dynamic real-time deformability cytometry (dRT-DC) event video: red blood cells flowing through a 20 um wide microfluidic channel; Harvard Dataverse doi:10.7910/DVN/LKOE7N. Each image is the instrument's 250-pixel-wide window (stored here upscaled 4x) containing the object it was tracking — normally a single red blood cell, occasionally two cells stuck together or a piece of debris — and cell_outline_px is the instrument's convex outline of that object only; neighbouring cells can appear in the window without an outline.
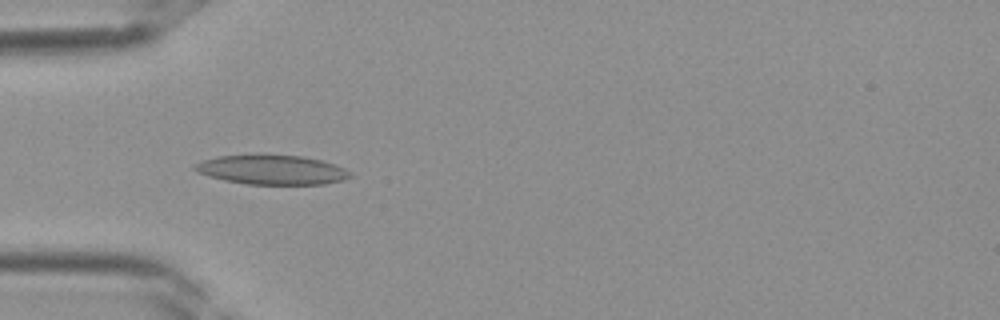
{"species": "Egyptian fruit bat (a non-hibernating species)", "species_latin": "Rousettus aegyptiacus", "temperature_condition": "room temperature", "stored_images_in_passage": 28, "camera_frame_rate_fps": 3000, "um_per_image_px": 0.085, "frame": {"image": 1, "passage_image": 2, "time_ms": 0.333, "image_size_px": [1000, 320], "cell_outline_px": [[352, 176], [344, 180], [324, 184], [248, 184], [224, 180], [208, 176], [196, 172], [192, 168], [196, 164], [204, 160], [220, 156], [304, 156], [320, 160], [344, 168], [352, 172]], "centroid_in_image_um": [23.14, 14.45], "position_along_channel_um": 61.9, "area_um2": 26.13}}
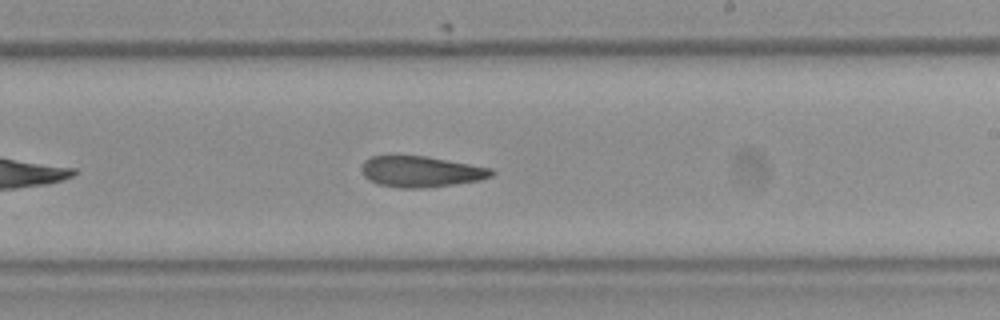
{"frame": {"image": 2, "passage_image": 13, "time_ms": 4.0, "image_size_px": [1000, 320], "cell_outline_px": [[496, 172], [492, 176], [480, 180], [452, 184], [420, 188], [400, 188], [376, 184], [368, 180], [360, 172], [360, 168], [364, 160], [372, 156], [428, 156], [492, 168]], "centroid_in_image_um": [35.75, 14.58], "position_along_channel_um": 253.2, "area_um2": 23.58}}
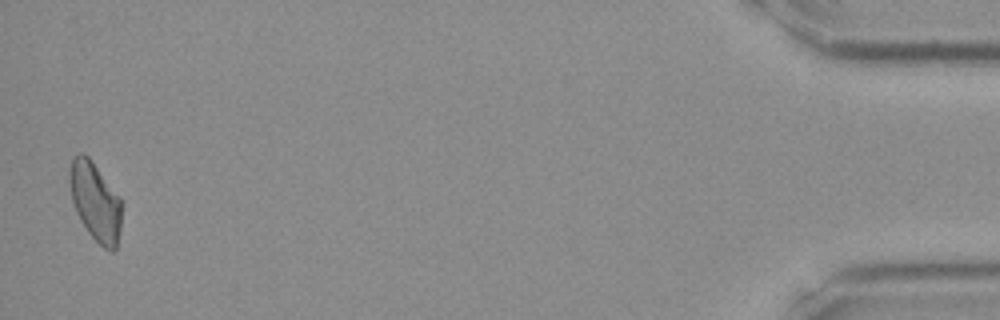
{"frame": {"image": 3, "passage_image": 28, "time_ms": 9.0, "image_size_px": [1000, 320], "cell_outline_px": [[120, 228], [116, 252], [112, 252], [104, 248], [88, 232], [80, 220], [76, 212], [72, 200], [68, 180], [68, 172], [72, 160], [80, 152], [88, 156], [120, 196]], "centroid_in_image_um": [8.09, 17.14], "position_along_channel_um": 427.1, "area_um2": 23.76}}